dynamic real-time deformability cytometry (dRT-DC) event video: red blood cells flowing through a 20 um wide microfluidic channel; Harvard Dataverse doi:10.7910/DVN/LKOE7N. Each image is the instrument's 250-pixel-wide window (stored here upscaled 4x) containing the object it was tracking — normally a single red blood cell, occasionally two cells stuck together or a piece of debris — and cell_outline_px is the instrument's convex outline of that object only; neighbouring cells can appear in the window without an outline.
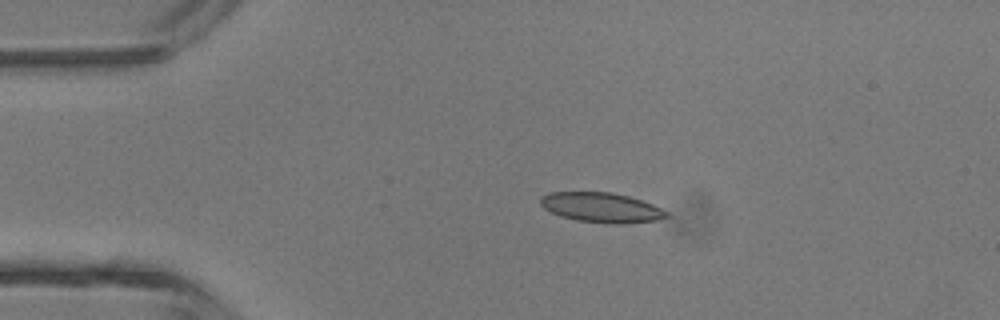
{"species": "common noctule bat (a hibernating species)", "species_latin": "Nyctalus noctula", "temperature_condition": "room temperature", "stored_images_in_passage": 37, "camera_frame_rate_fps": 3000, "um_per_image_px": 0.085, "animal": {"sex": "male", "body_mass_g": 13.3}, "frame": {"image": 1, "passage_image": 1, "time_ms": 0.0, "image_size_px": [1000, 320], "cell_outline_px": [[672, 216], [656, 220], [624, 224], [612, 224], [576, 220], [560, 216], [544, 208], [540, 204], [540, 196], [548, 192], [612, 192], [628, 196], [652, 204], [668, 212]], "centroid_in_image_um": [51.12, 17.64], "position_along_channel_um": 33.9, "area_um2": 22.02}}
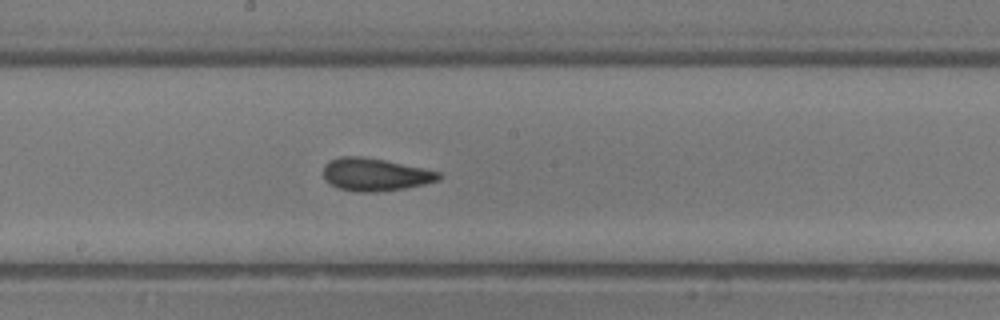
{"frame": {"image": 2, "passage_image": 16, "time_ms": 5.0, "image_size_px": [1000, 320], "cell_outline_px": [[440, 180], [424, 184], [404, 188], [376, 192], [356, 192], [340, 188], [324, 180], [324, 164], [328, 160], [340, 156], [360, 156], [384, 160], [424, 168], [440, 172]], "centroid_in_image_um": [31.87, 14.83], "position_along_channel_um": 216.3, "area_um2": 21.96}}
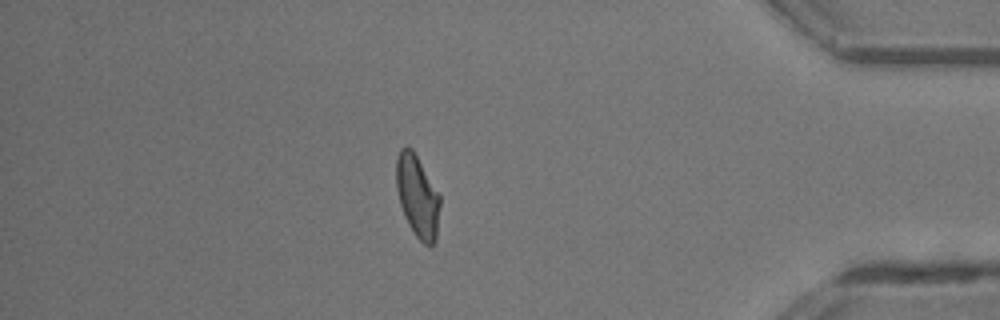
{"frame": {"image": 3, "passage_image": 31, "time_ms": 10.0, "image_size_px": [1000, 320], "cell_outline_px": [[440, 204], [436, 240], [432, 244], [424, 244], [416, 236], [408, 224], [404, 216], [400, 204], [396, 188], [396, 156], [400, 148], [404, 144], [412, 148], [440, 196]], "centroid_in_image_um": [35.46, 16.64], "position_along_channel_um": 399.7, "area_um2": 20.92}, "authors_computed_cell_mechanics": {"area_um2": 21.386, "velocity_mm_per_s": 4.487, "shape_relaxation_time_tau1_ms": 6.8974, "shape_relaxation_time_tau2_ms": 1.6422, "deformation_change_tau1": 0.1856, "deformation_change_tau2": 0.0713}}